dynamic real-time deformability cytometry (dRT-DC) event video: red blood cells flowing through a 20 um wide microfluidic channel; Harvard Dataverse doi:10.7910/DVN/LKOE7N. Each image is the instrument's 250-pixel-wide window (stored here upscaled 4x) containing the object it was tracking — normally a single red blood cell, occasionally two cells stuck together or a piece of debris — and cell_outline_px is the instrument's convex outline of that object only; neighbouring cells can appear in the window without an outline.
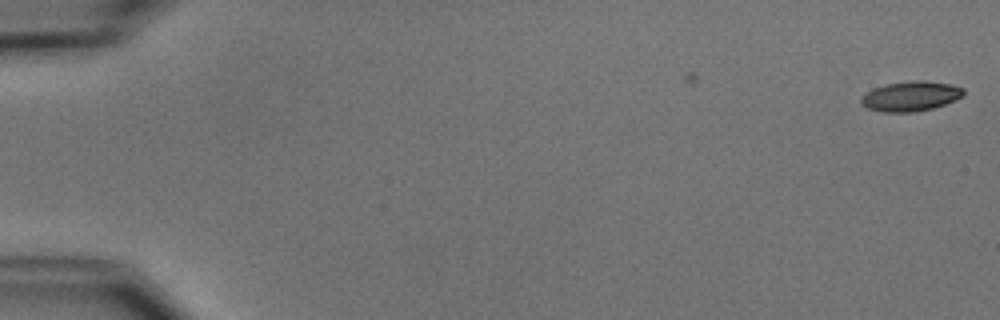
{"species": "common noctule bat (a hibernating species)", "species_latin": "Nyctalus noctula", "temperature_condition": "cold", "stored_images_in_passage": 2, "camera_frame_rate_fps": 3000, "um_per_image_px": 0.085, "animal": {"sex": "male", "body_mass_g": 15.6}, "frame": {"image": 1, "passage_image": 2, "time_ms": 1.333, "image_size_px": [1000, 320], "cell_outline_px": [[964, 96], [956, 100], [932, 108], [916, 112], [884, 112], [868, 108], [860, 104], [860, 96], [872, 88], [888, 84], [912, 80], [920, 80], [952, 84], [964, 88]], "centroid_in_image_um": [77.4, 8.17], "position_along_channel_um": 7.6, "area_um2": 17.98}}